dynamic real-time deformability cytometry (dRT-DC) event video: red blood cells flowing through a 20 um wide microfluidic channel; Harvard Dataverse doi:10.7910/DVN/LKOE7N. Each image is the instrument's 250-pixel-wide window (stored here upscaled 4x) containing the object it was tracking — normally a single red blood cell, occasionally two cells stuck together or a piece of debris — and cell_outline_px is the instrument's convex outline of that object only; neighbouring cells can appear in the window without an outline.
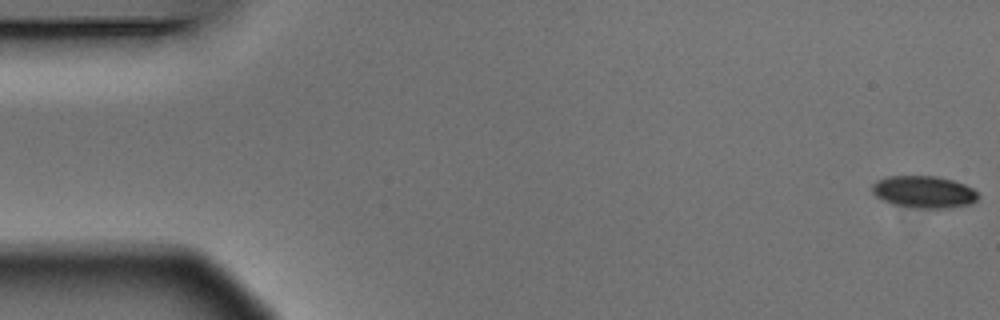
{"species": "Egyptian fruit bat (a non-hibernating species)", "species_latin": "Rousettus aegyptiacus", "temperature_condition": "warm", "stored_images_in_passage": 5, "camera_frame_rate_fps": 3000, "um_per_image_px": 0.085, "animal": {"sex": "male"}, "frame": {"image": 1, "passage_image": 1, "time_ms": 0.0, "image_size_px": [1000, 320], "cell_outline_px": [[980, 196], [972, 204], [948, 208], [920, 208], [892, 204], [876, 196], [872, 192], [872, 184], [876, 180], [888, 176], [936, 176], [952, 180], [964, 184], [972, 188]], "centroid_in_image_um": [78.53, 16.31], "position_along_channel_um": 6.5, "area_um2": 19.83}}
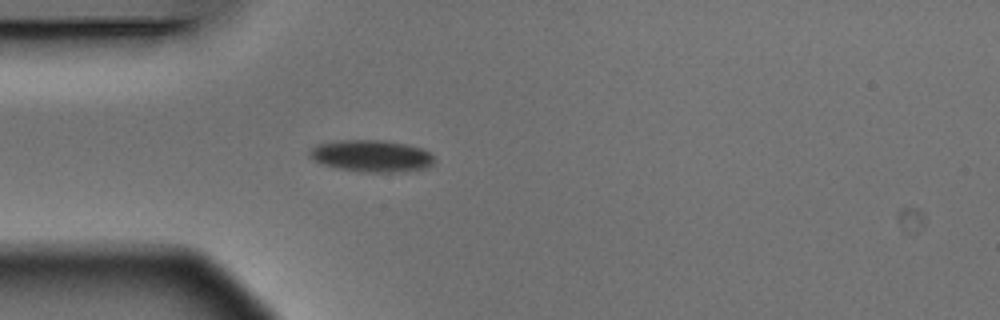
{"frame": {"image": 2, "passage_image": 5, "time_ms": 1.333, "image_size_px": [1000, 320], "cell_outline_px": [[432, 164], [424, 168], [392, 172], [364, 172], [332, 168], [320, 164], [312, 160], [308, 156], [308, 152], [316, 144], [340, 140], [384, 140], [408, 144], [424, 148], [432, 156]], "centroid_in_image_um": [31.49, 13.25], "position_along_channel_um": 53.5, "area_um2": 23.35}}